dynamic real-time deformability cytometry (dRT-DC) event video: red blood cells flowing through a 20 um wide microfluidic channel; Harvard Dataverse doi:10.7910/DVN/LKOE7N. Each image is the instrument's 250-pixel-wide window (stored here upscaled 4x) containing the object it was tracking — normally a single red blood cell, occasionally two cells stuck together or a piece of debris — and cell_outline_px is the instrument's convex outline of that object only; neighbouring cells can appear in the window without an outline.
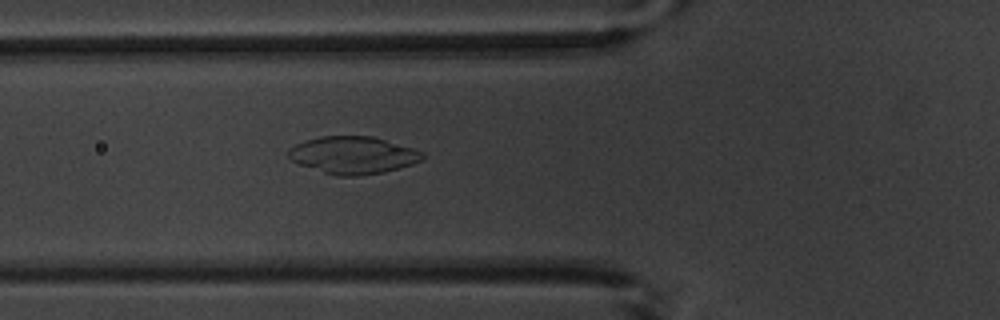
{"species": "common noctule bat (a hibernating species)", "species_latin": "Nyctalus noctula", "temperature_condition": "warm", "stored_images_in_passage": 6, "camera_frame_rate_fps": 3000, "um_per_image_px": 0.085, "animal": {"sex": "male", "body_mass_g": 20.1, "forearm_length_mm": 53.5}, "frame": {"image": 1, "passage_image": 6, "time_ms": 7.667, "image_size_px": [1000, 320], "cell_outline_px": [[424, 156], [420, 160], [412, 164], [384, 172], [360, 176], [336, 176], [300, 164], [292, 160], [288, 156], [288, 148], [304, 140], [320, 136], [372, 136], [412, 148], [424, 152]], "centroid_in_image_um": [29.99, 13.18], "position_along_channel_um": 95.8, "area_um2": 29.02}}